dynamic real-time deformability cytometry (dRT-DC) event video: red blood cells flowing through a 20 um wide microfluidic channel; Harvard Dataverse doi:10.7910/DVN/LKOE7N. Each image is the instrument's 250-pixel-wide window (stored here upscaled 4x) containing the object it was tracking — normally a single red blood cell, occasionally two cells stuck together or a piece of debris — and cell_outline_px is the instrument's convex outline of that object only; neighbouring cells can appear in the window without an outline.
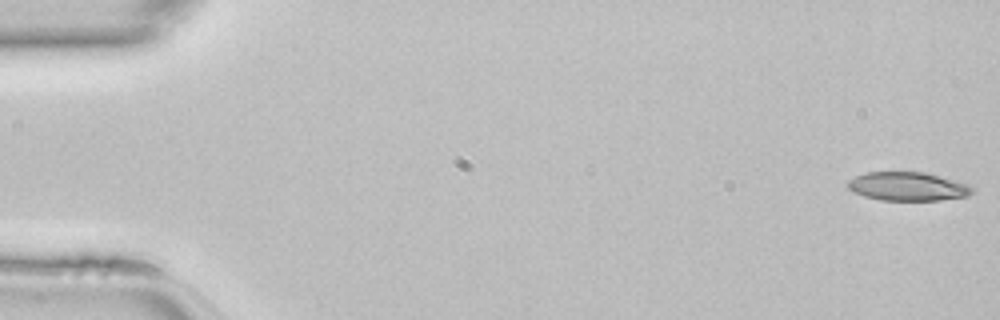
{"species": "common noctule bat (a hibernating species)", "species_latin": "Nyctalus noctula", "temperature_condition": "room temperature", "stored_images_in_passage": 47, "camera_frame_rate_fps": 3000, "um_per_image_px": 0.085, "animal": {"sex": "female", "body_mass_g": 22.7, "forearm_length_mm": 54.2}, "frame": {"image": 1, "passage_image": 1, "time_ms": 0.0, "image_size_px": [1000, 320], "cell_outline_px": [[976, 188], [968, 196], [940, 200], [880, 200], [864, 196], [852, 192], [848, 188], [848, 180], [856, 176], [868, 172], [924, 172], [968, 184]], "centroid_in_image_um": [77.16, 15.85], "position_along_channel_um": 7.8, "area_um2": 20.75}}
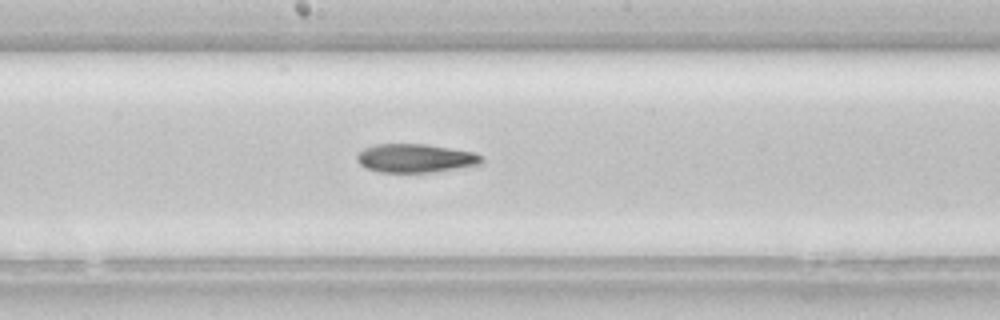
{"frame": {"image": 2, "passage_image": 25, "time_ms": 8.0, "image_size_px": [1000, 320], "cell_outline_px": [[484, 160], [480, 164], [432, 172], [380, 172], [368, 168], [360, 164], [356, 160], [356, 156], [364, 148], [376, 144], [428, 144], [472, 152], [484, 156]], "centroid_in_image_um": [35.31, 13.44], "position_along_channel_um": 212.9, "area_um2": 20.63}}
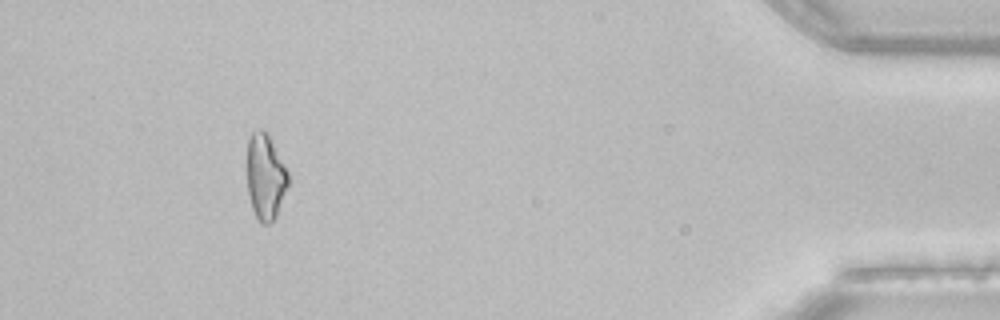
{"frame": {"image": 3, "passage_image": 43, "time_ms": 14.0, "image_size_px": [1000, 320], "cell_outline_px": [[288, 184], [276, 216], [268, 224], [264, 224], [256, 216], [252, 208], [248, 192], [248, 140], [252, 132], [256, 128], [264, 128], [268, 132], [288, 172]], "centroid_in_image_um": [22.56, 14.96], "position_along_channel_um": 412.6, "area_um2": 20.35}}